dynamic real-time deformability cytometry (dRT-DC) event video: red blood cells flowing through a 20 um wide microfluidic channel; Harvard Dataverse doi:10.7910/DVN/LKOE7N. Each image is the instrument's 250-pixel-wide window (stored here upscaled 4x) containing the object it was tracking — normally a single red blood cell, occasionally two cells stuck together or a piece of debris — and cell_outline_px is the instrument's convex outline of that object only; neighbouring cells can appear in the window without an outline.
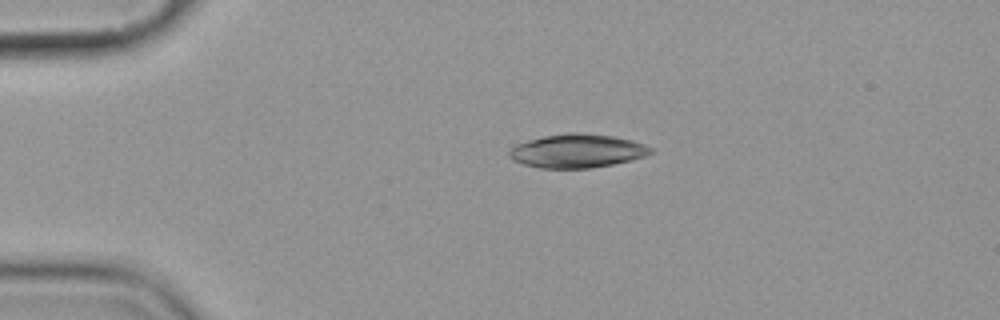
{"species": "common noctule bat (a hibernating species)", "species_latin": "Nyctalus noctula", "temperature_condition": "cold", "stored_images_in_passage": 4, "camera_frame_rate_fps": 3000, "um_per_image_px": 0.085, "animal": {"sex": "female", "body_mass_g": 19.9}, "frame": {"image": 1, "passage_image": 3, "time_ms": 3.333, "image_size_px": [1000, 320], "cell_outline_px": [[652, 152], [644, 156], [632, 160], [592, 168], [540, 168], [524, 164], [512, 160], [508, 156], [508, 152], [516, 144], [528, 140], [544, 136], [568, 132], [580, 132], [616, 136], [632, 140], [644, 144], [652, 148]], "centroid_in_image_um": [49.05, 12.82], "position_along_channel_um": 35.9, "area_um2": 27.86}}